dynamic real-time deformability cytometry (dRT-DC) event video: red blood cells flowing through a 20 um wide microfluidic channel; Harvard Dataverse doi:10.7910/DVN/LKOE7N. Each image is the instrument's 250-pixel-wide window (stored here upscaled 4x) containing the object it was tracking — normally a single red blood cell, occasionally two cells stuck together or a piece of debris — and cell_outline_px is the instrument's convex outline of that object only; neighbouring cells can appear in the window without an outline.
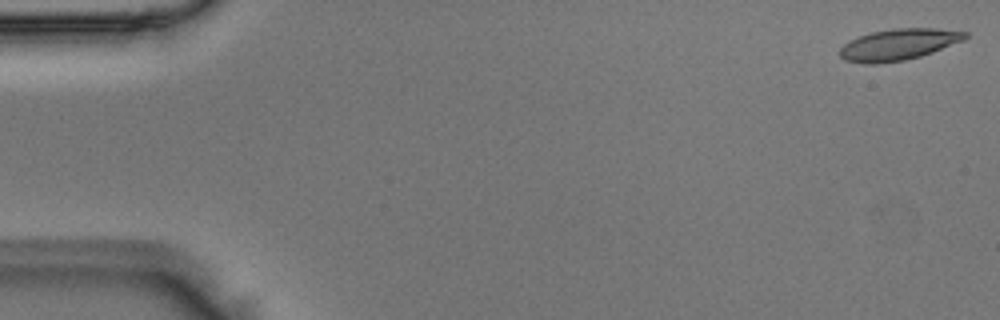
{"species": "Egyptian fruit bat (a non-hibernating species)", "species_latin": "Rousettus aegyptiacus", "temperature_condition": "room temperature", "stored_images_in_passage": 50, "camera_frame_rate_fps": 3000, "um_per_image_px": 0.085, "animal": {"sex": "male"}, "frame": {"image": 1, "passage_image": 1, "time_ms": 0.0, "image_size_px": [1000, 320], "cell_outline_px": [[968, 36], [964, 40], [932, 52], [920, 56], [904, 60], [876, 64], [864, 64], [844, 60], [840, 56], [840, 48], [848, 40], [872, 32], [892, 28], [936, 28], [968, 32]], "centroid_in_image_um": [76.36, 3.78], "position_along_channel_um": 8.6, "area_um2": 22.89}}
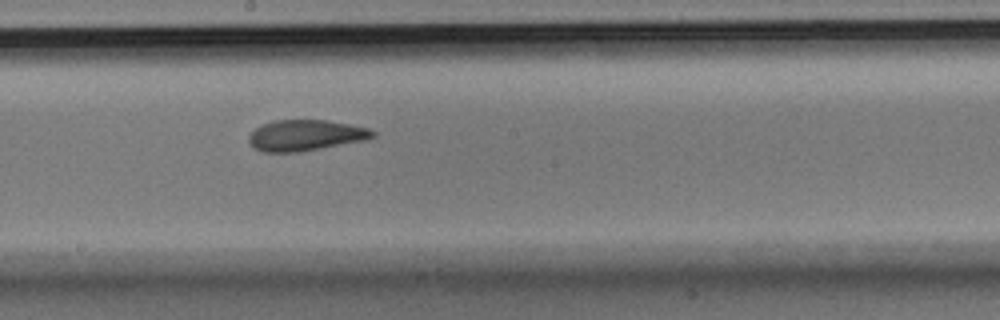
{"frame": {"image": 2, "passage_image": 28, "time_ms": 9.0, "image_size_px": [1000, 320], "cell_outline_px": [[376, 136], [364, 140], [300, 152], [264, 152], [252, 148], [248, 140], [248, 136], [260, 124], [272, 120], [328, 120], [368, 128], [376, 132]], "centroid_in_image_um": [25.93, 11.5], "position_along_channel_um": 222.3, "area_um2": 22.43}}
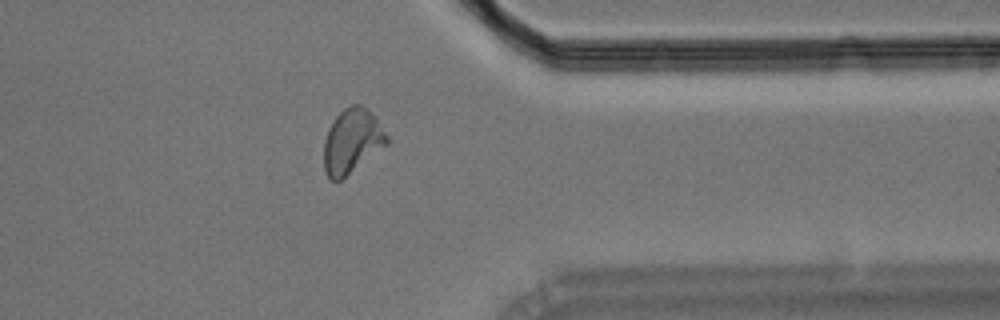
{"frame": {"image": 3, "passage_image": 41, "time_ms": 13.333, "image_size_px": [1000, 320], "cell_outline_px": [[388, 144], [340, 180], [332, 180], [328, 176], [324, 168], [324, 140], [328, 128], [332, 120], [344, 108], [352, 104], [360, 104], [376, 120], [388, 136]], "centroid_in_image_um": [29.89, 11.99], "position_along_channel_um": 381.5, "area_um2": 23.18}}